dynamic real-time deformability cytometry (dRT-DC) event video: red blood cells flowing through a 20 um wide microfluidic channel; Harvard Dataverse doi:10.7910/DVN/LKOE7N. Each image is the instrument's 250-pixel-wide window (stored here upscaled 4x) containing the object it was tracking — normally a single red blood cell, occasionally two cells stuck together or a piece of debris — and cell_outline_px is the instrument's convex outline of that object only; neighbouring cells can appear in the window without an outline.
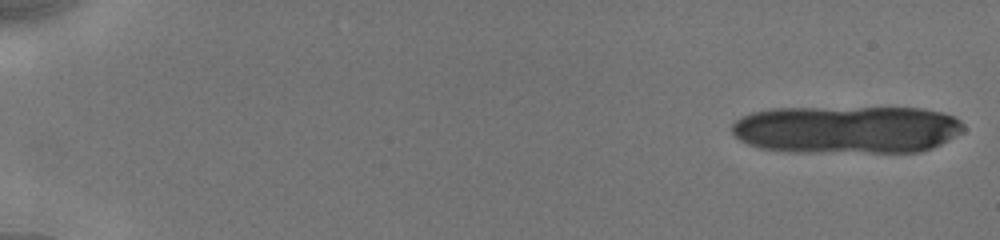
{"species": "human", "species_latin": "Homo sapiens", "temperature_condition": "cold", "stored_images_in_passage": 11, "camera_frame_rate_fps": 3000, "um_per_image_px": 0.085, "donor": {"sex": "male"}, "frame": {"image": 1, "passage_image": 1, "time_ms": 0.0, "image_size_px": [1000, 240], "cell_outline_px": [[964, 132], [932, 148], [920, 152], [784, 152], [760, 148], [748, 144], [740, 140], [732, 132], [732, 124], [736, 120], [752, 112], [772, 108], [924, 108], [940, 112], [952, 116], [960, 120], [964, 124]], "centroid_in_image_um": [71.99, 11.02], "position_along_channel_um": 13.0, "area_um2": 65.08}}